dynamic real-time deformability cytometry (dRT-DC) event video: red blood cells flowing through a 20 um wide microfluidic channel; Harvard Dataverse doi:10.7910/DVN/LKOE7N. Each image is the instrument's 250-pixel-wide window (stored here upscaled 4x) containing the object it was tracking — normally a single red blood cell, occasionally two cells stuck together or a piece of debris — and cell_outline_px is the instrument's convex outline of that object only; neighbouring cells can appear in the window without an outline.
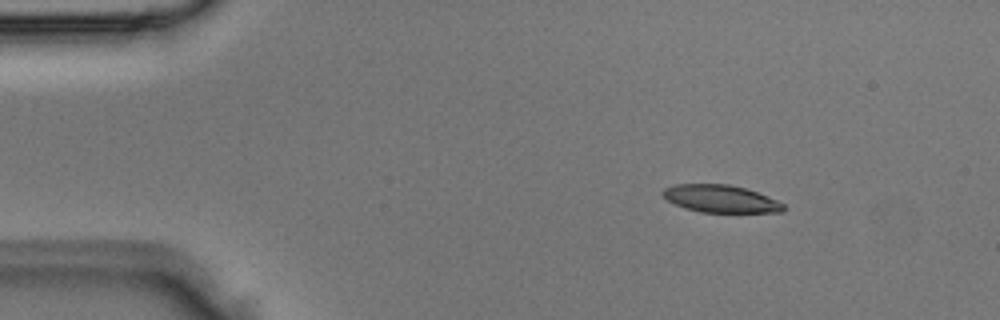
{"species": "Egyptian fruit bat (a non-hibernating species)", "species_latin": "Rousettus aegyptiacus", "temperature_condition": "room temperature", "stored_images_in_passage": 3, "camera_frame_rate_fps": 3000, "um_per_image_px": 0.085, "animal": {"sex": "male"}, "frame": {"image": 1, "passage_image": 1, "time_ms": 0.0, "image_size_px": [1000, 320], "cell_outline_px": [[784, 212], [700, 212], [684, 208], [668, 200], [660, 192], [664, 188], [676, 184], [728, 184], [744, 188], [768, 196], [784, 204]], "centroid_in_image_um": [61.24, 16.89], "position_along_channel_um": 23.8, "area_um2": 19.19}}